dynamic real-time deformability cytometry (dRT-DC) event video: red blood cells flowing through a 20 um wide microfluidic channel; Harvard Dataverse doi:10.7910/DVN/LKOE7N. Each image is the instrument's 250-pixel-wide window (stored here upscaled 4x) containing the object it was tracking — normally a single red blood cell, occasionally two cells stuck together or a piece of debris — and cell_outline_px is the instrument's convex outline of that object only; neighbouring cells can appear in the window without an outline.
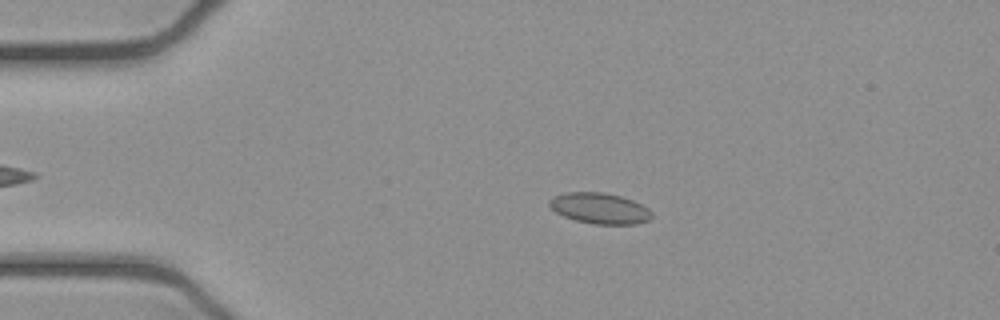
{"species": "common noctule bat (a hibernating species)", "species_latin": "Nyctalus noctula", "temperature_condition": "cold", "stored_images_in_passage": 46, "camera_frame_rate_fps": 3000, "um_per_image_px": 0.085, "animal": {"sex": "female", "body_mass_g": 21.9}, "frame": {"image": 1, "passage_image": 11, "time_ms": 3.333, "image_size_px": [1000, 320], "cell_outline_px": [[652, 216], [648, 220], [636, 224], [592, 224], [576, 220], [564, 216], [556, 212], [548, 204], [548, 200], [552, 196], [568, 192], [604, 192], [620, 196], [632, 200], [648, 208], [652, 212]], "centroid_in_image_um": [50.96, 17.7], "position_along_channel_um": 34.0, "area_um2": 18.38}}
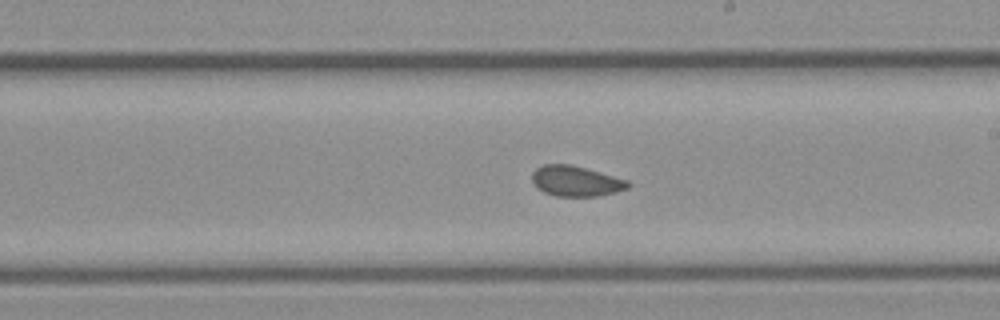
{"frame": {"image": 2, "passage_image": 30, "time_ms": 9.667, "image_size_px": [1000, 320], "cell_outline_px": [[632, 184], [628, 188], [616, 192], [596, 196], [556, 196], [544, 192], [536, 188], [532, 180], [532, 172], [536, 168], [544, 164], [572, 164], [628, 180]], "centroid_in_image_um": [48.94, 15.39], "position_along_channel_um": 240.1, "area_um2": 17.11}}
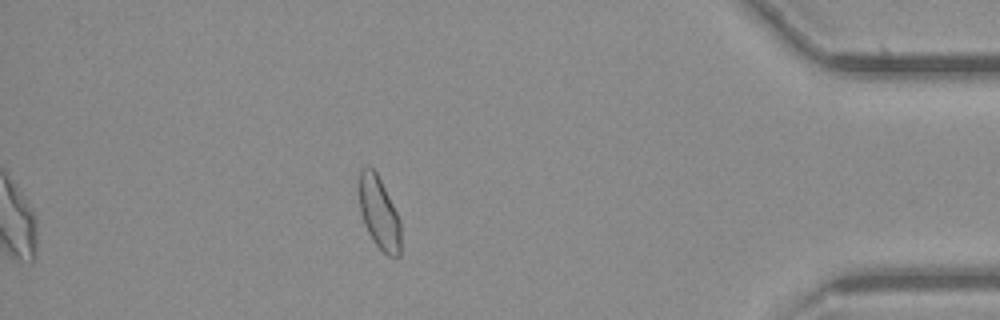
{"frame": {"image": 3, "passage_image": 46, "time_ms": 15.0, "image_size_px": [1000, 320], "cell_outline_px": [[400, 256], [388, 256], [372, 240], [364, 224], [360, 212], [360, 168], [368, 164], [376, 172], [400, 220]], "centroid_in_image_um": [32.21, 18.1], "position_along_channel_um": 403.0, "area_um2": 17.28}, "authors_computed_cell_mechanics": {"area_um2": 17.6868, "velocity_mm_per_s": 3.9098, "shape_relaxation_time_tau1_ms": null, "shape_relaxation_time_tau2_ms": 2.7614, "deformation_change_tau1": null, "deformation_change_tau2": 0.0475}}